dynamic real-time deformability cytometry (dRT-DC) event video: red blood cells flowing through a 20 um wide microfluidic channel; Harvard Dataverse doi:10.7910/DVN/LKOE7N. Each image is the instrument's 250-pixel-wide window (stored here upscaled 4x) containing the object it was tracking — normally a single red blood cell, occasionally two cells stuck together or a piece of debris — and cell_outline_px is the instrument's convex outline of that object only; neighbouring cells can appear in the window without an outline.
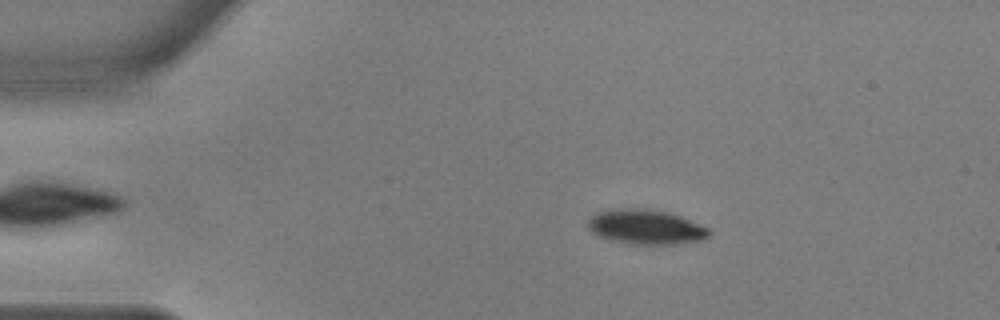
{"species": "common noctule bat (a hibernating species)", "species_latin": "Nyctalus noctula", "temperature_condition": "warm", "stored_images_in_passage": 55, "camera_frame_rate_fps": 3000, "um_per_image_px": 0.085, "animal": {"sex": "male", "body_mass_g": 17.9, "forearm_length_mm": 54.2}, "frame": {"image": 1, "passage_image": 10, "time_ms": 3.0, "image_size_px": [1000, 320], "cell_outline_px": [[712, 232], [708, 236], [700, 240], [668, 244], [636, 244], [616, 240], [600, 236], [592, 232], [588, 228], [588, 220], [596, 212], [612, 208], [648, 208], [668, 212], [680, 216], [708, 228]], "centroid_in_image_um": [54.87, 19.26], "position_along_channel_um": 30.1, "area_um2": 24.22}}
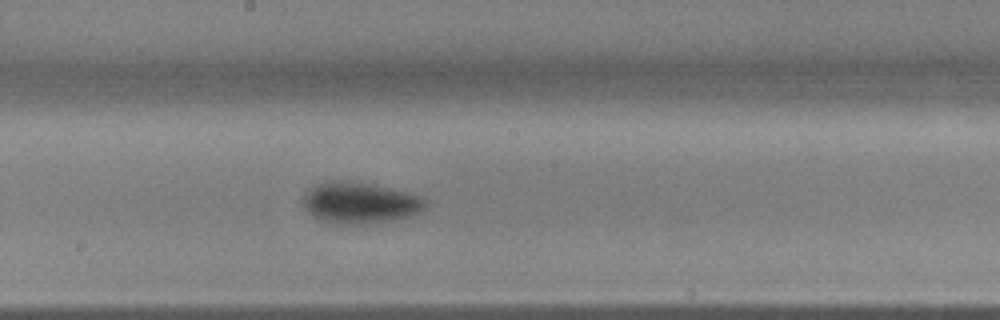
{"frame": {"image": 2, "passage_image": 30, "time_ms": 9.667, "image_size_px": [1000, 320], "cell_outline_px": [[424, 208], [408, 216], [388, 220], [364, 224], [336, 224], [312, 216], [304, 208], [300, 200], [304, 192], [324, 180], [348, 180], [372, 184], [420, 196], [424, 200]], "centroid_in_image_um": [30.46, 17.22], "position_along_channel_um": 217.7, "area_um2": 29.19}}
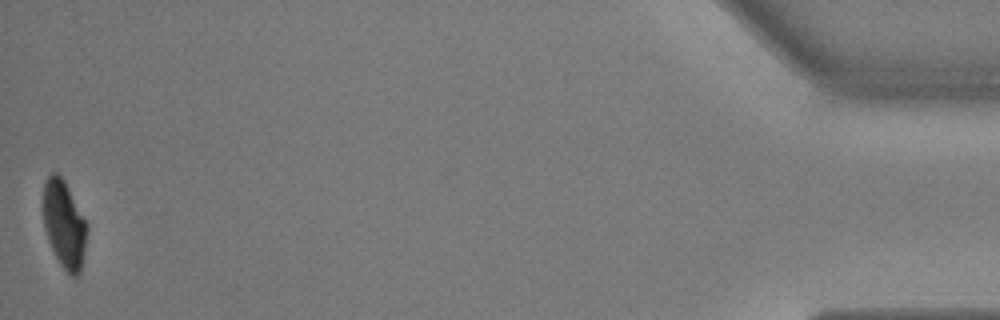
{"frame": {"image": 3, "passage_image": 55, "time_ms": 18.0, "image_size_px": [1000, 320], "cell_outline_px": [[88, 228], [80, 272], [76, 276], [72, 276], [60, 264], [48, 240], [44, 228], [40, 204], [44, 184], [48, 176], [52, 172], [56, 172], [64, 180], [88, 224]], "centroid_in_image_um": [5.41, 19.01], "position_along_channel_um": 429.8, "area_um2": 22.6}, "authors_computed_cell_mechanics": {"area_um2": 25.721, "velocity_mm_per_s": 3.6367, "shape_relaxation_time_tau1_ms": 2.9678, "shape_relaxation_time_tau2_ms": 1.9334, "deformation_change_tau1": 0.1222, "deformation_change_tau2": 0.0378}}